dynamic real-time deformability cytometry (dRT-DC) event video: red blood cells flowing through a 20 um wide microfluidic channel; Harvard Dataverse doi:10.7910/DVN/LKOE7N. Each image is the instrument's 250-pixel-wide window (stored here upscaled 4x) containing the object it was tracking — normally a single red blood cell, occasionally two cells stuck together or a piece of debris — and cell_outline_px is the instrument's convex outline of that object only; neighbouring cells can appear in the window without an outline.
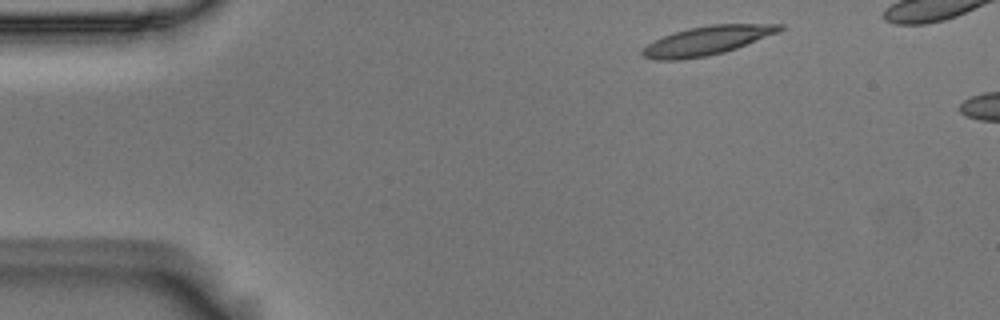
{"species": "Egyptian fruit bat (a non-hibernating species)", "species_latin": "Rousettus aegyptiacus", "temperature_condition": "room temperature", "stored_images_in_passage": 3, "camera_frame_rate_fps": 3000, "um_per_image_px": 0.085, "animal": {"sex": "male"}, "frame": {"image": 1, "passage_image": 1, "time_ms": 0.0, "image_size_px": [1000, 320], "cell_outline_px": [[784, 28], [780, 32], [736, 48], [724, 52], [704, 56], [680, 60], [656, 60], [644, 56], [640, 52], [652, 40], [688, 28], [712, 24], [784, 24]], "centroid_in_image_um": [60.11, 3.44], "position_along_channel_um": 24.9, "area_um2": 22.95}}